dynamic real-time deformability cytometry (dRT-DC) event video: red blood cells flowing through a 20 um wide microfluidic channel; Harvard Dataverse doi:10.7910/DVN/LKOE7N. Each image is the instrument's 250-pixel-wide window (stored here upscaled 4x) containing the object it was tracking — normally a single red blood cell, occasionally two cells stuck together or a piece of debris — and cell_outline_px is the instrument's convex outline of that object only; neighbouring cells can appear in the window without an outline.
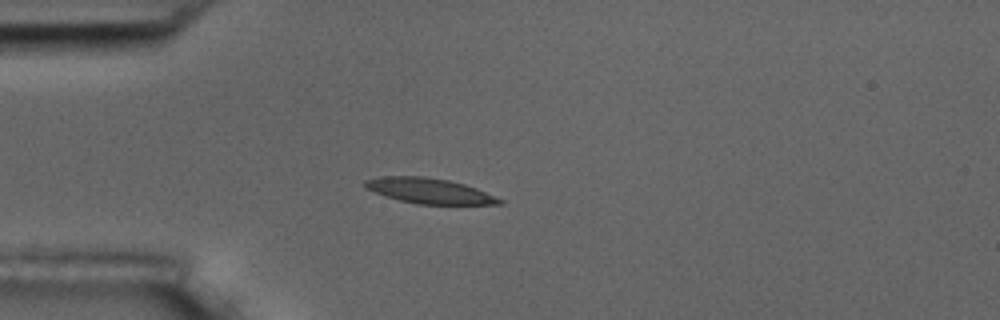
{"species": "common noctule bat (a hibernating species)", "species_latin": "Nyctalus noctula", "temperature_condition": "room temperature", "stored_images_in_passage": 42, "camera_frame_rate_fps": 3000, "um_per_image_px": 0.085, "animal": {"sex": "male", "body_mass_g": 17.5, "forearm_length_mm": 52.3}, "frame": {"image": 1, "passage_image": 1, "time_ms": 0.0, "image_size_px": [1000, 320], "cell_outline_px": [[504, 204], [416, 204], [400, 200], [364, 188], [364, 180], [384, 176], [424, 176], [448, 180], [464, 184], [476, 188], [504, 200]], "centroid_in_image_um": [36.5, 16.22], "position_along_channel_um": 48.5, "area_um2": 19.65}}
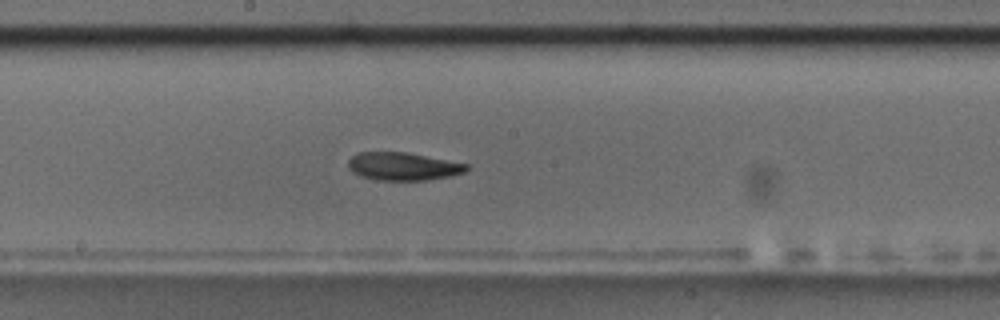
{"frame": {"image": 2, "passage_image": 16, "time_ms": 5.0, "image_size_px": [1000, 320], "cell_outline_px": [[468, 168], [464, 172], [452, 176], [428, 180], [376, 180], [360, 176], [352, 172], [348, 168], [348, 160], [352, 156], [360, 152], [404, 152], [468, 164]], "centroid_in_image_um": [34.23, 14.15], "position_along_channel_um": 214.0, "area_um2": 19.19}}
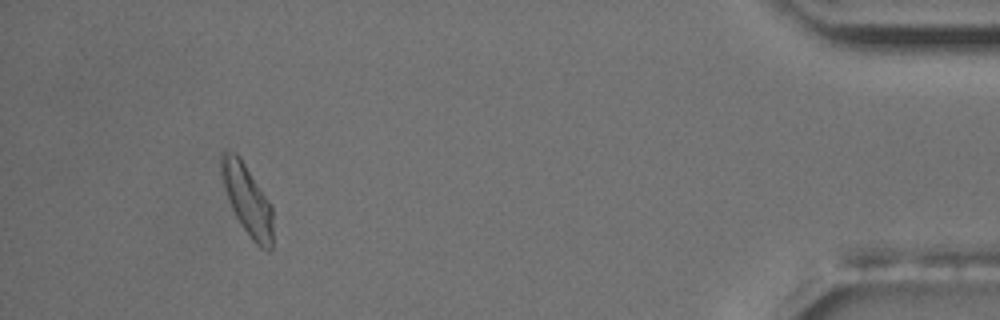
{"frame": {"image": 3, "passage_image": 38, "time_ms": 12.333, "image_size_px": [1000, 320], "cell_outline_px": [[272, 248], [268, 252], [260, 248], [252, 240], [240, 224], [232, 208], [224, 188], [220, 172], [220, 152], [236, 152], [240, 156], [272, 204]], "centroid_in_image_um": [21.02, 16.97], "position_along_channel_um": 414.2, "area_um2": 21.39}, "authors_computed_cell_mechanics": {"area_um2": 19.941, "velocity_mm_per_s": 3.6016, "shape_relaxation_time_tau1_ms": 5.6226, "shape_relaxation_time_tau2_ms": 5.3452, "deformation_change_tau1": 0.157, "deformation_change_tau2": 0.1065}}